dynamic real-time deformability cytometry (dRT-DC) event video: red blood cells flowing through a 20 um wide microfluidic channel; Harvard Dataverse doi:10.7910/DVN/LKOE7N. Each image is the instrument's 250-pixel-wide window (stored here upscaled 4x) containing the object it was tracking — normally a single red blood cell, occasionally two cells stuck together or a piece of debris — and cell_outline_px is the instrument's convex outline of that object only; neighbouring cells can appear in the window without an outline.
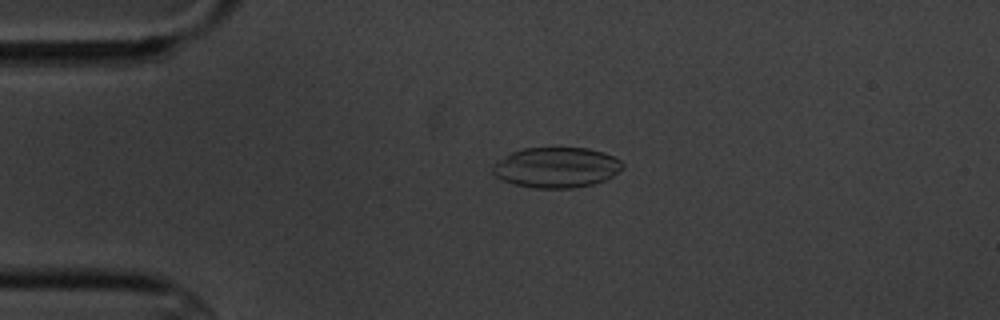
{"species": "common noctule bat (a hibernating species)", "species_latin": "Nyctalus noctula", "temperature_condition": "cold", "stored_images_in_passage": 4, "camera_frame_rate_fps": 3000, "um_per_image_px": 0.085, "animal": {"sex": "male", "body_mass_g": 20.1, "forearm_length_mm": 53.5}, "frame": {"image": 1, "passage_image": 3, "time_ms": 2.0, "image_size_px": [1000, 320], "cell_outline_px": [[624, 168], [612, 176], [604, 180], [592, 184], [572, 188], [536, 188], [512, 184], [496, 176], [492, 172], [492, 164], [512, 152], [524, 148], [588, 148], [604, 152], [620, 160], [624, 164]], "centroid_in_image_um": [47.3, 14.23], "position_along_channel_um": 37.7, "area_um2": 30.52}}